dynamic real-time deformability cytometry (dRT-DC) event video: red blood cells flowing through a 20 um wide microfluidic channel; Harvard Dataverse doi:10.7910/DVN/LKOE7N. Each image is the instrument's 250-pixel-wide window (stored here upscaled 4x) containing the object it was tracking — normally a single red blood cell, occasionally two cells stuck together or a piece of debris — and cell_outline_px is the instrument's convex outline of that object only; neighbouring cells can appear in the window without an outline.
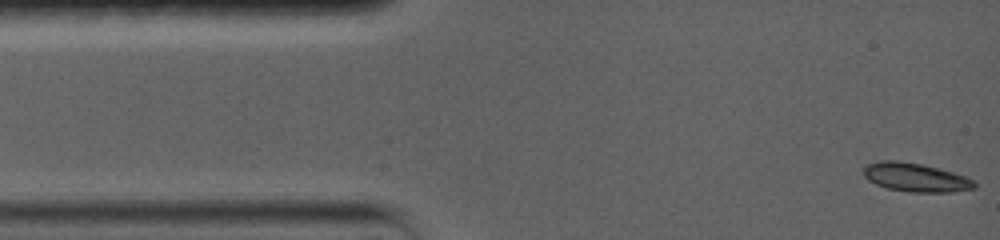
{"species": "common noctule bat (a hibernating species)", "species_latin": "Nyctalus noctula", "temperature_condition": "warm", "stored_images_in_passage": 40, "camera_frame_rate_fps": 5000, "um_per_image_px": 0.085, "animal": {"sex": "female", "body_mass_g": 19.0, "forearm_length_mm": 56.7}, "frame": {"image": 1, "passage_image": 1, "time_ms": 0.0, "image_size_px": [1000, 240], "cell_outline_px": [[976, 188], [952, 192], [908, 192], [888, 188], [876, 184], [868, 180], [864, 176], [864, 164], [880, 160], [896, 160], [920, 164], [952, 172], [964, 176], [972, 180], [976, 184]], "centroid_in_image_um": [77.78, 15.08], "position_along_channel_um": 7.2, "area_um2": 18.44}}
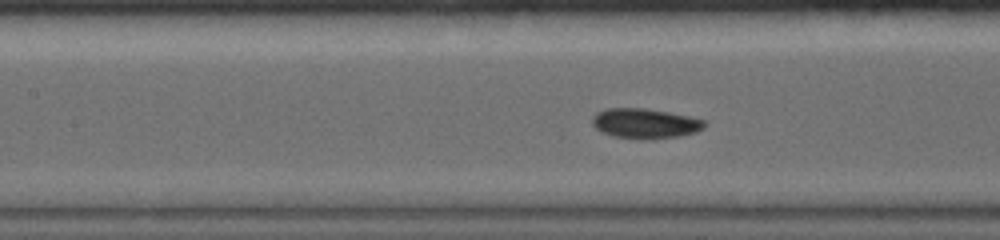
{"frame": {"image": 2, "passage_image": 18, "time_ms": 6.0, "image_size_px": [1000, 240], "cell_outline_px": [[708, 124], [704, 128], [696, 132], [680, 136], [648, 140], [640, 140], [616, 136], [600, 132], [592, 124], [592, 116], [596, 112], [608, 108], [644, 108], [668, 112], [688, 116], [704, 120]], "centroid_in_image_um": [54.83, 10.5], "position_along_channel_um": 152.6, "area_um2": 19.83}}
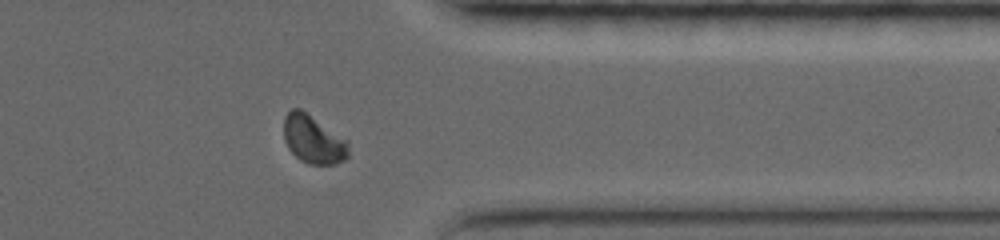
{"frame": {"image": 3, "passage_image": 34, "time_ms": 12.4, "image_size_px": [1000, 240], "cell_outline_px": [[348, 156], [344, 160], [336, 164], [308, 164], [300, 160], [288, 148], [284, 140], [284, 116], [292, 108], [300, 108], [348, 140]], "centroid_in_image_um": [26.62, 11.85], "position_along_channel_um": 384.8, "area_um2": 18.26}, "authors_computed_cell_mechanics": {"area_um2": 18.6116, "velocity_mm_per_s": 3.7051, "shape_relaxation_time_tau1_ms": 3.2848, "shape_relaxation_time_tau2_ms": null, "deformation_change_tau1": 0.131, "deformation_change_tau2": null}}